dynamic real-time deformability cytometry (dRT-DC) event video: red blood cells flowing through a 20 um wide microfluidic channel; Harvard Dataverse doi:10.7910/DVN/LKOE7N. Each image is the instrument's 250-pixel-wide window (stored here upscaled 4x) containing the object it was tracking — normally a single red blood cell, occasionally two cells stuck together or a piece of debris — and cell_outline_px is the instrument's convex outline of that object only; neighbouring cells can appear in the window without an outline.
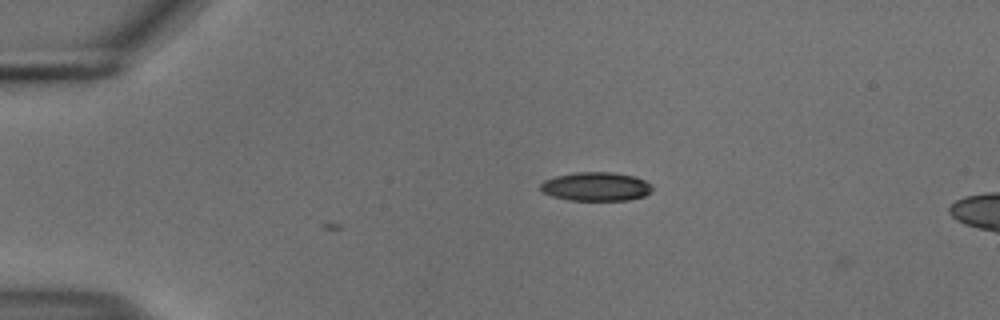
{"species": "common noctule bat (a hibernating species)", "species_latin": "Nyctalus noctula", "temperature_condition": "cold", "stored_images_in_passage": 10, "camera_frame_rate_fps": 3000, "um_per_image_px": 0.085, "animal": {"sex": "male", "body_mass_g": 18.8}, "frame": {"image": 1, "passage_image": 8, "time_ms": 2.333, "image_size_px": [1000, 320], "cell_outline_px": [[652, 188], [644, 196], [628, 200], [568, 200], [552, 196], [544, 192], [540, 188], [540, 184], [544, 180], [556, 176], [576, 172], [612, 172], [636, 176], [652, 184]], "centroid_in_image_um": [50.66, 15.85], "position_along_channel_um": 34.3, "area_um2": 18.73}}